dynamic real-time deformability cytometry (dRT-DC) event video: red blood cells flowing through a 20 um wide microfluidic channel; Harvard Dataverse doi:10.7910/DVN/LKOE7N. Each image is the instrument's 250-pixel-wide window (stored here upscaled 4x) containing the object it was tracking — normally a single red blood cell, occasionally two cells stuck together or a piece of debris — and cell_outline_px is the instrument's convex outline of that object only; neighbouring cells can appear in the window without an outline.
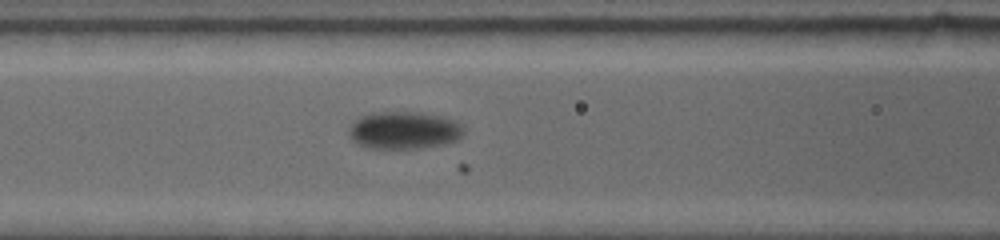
{"species": "common noctule bat (a hibernating species)", "species_latin": "Nyctalus noctula", "temperature_condition": "warm", "stored_images_in_passage": 57, "camera_frame_rate_fps": 5000, "um_per_image_px": 0.085, "animal": {"sex": "female", "body_mass_g": 19.0, "forearm_length_mm": 53.3}, "frame": {"image": 1, "passage_image": 12, "time_ms": 2.0, "image_size_px": [1000, 240], "cell_outline_px": [[464, 132], [456, 140], [444, 144], [420, 148], [364, 148], [356, 144], [348, 136], [348, 128], [352, 120], [360, 116], [372, 112], [420, 112], [440, 116], [456, 120], [464, 128]], "centroid_in_image_um": [34.27, 11.07], "position_along_channel_um": 132.3, "area_um2": 25.49}}
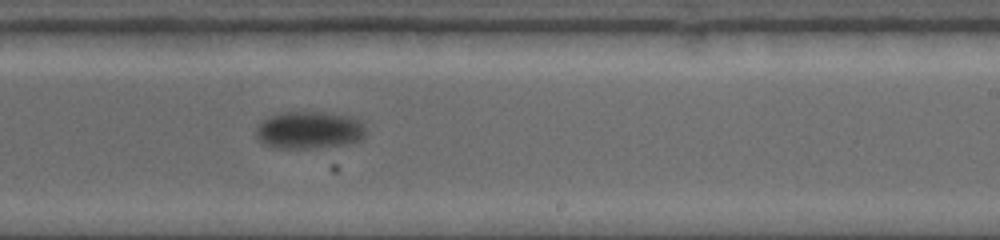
{"frame": {"image": 2, "passage_image": 32, "time_ms": 5.6, "image_size_px": [1000, 240], "cell_outline_px": [[364, 136], [360, 140], [336, 148], [276, 148], [264, 144], [256, 136], [256, 128], [268, 116], [280, 112], [324, 112], [348, 116], [364, 124]], "centroid_in_image_um": [26.29, 11.08], "position_along_channel_um": 262.7, "area_um2": 24.16}}
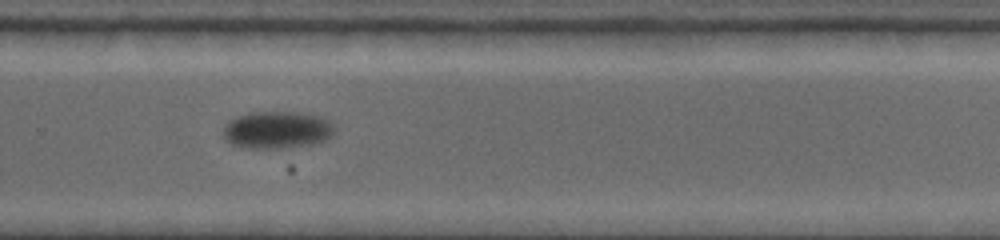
{"frame": {"image": 3, "passage_image": 38, "time_ms": 6.8, "image_size_px": [1000, 240], "cell_outline_px": [[336, 132], [332, 136], [324, 140], [312, 144], [284, 152], [280, 152], [244, 148], [232, 144], [224, 140], [224, 128], [228, 120], [252, 112], [296, 112], [320, 116], [328, 120], [332, 124]], "centroid_in_image_um": [23.56, 11.11], "position_along_channel_um": 306.2, "area_um2": 25.26}}